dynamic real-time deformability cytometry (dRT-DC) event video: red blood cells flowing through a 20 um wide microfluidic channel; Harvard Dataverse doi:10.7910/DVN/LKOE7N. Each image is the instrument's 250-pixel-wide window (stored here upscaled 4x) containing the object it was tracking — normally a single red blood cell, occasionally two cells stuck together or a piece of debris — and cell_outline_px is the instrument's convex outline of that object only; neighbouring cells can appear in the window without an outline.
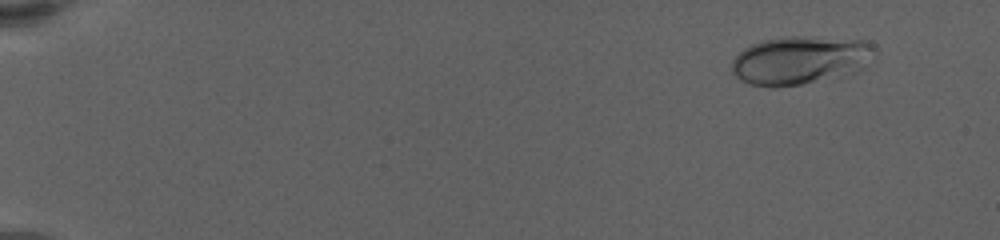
{"species": "human", "species_latin": "Homo sapiens", "temperature_condition": "warm", "stored_images_in_passage": 17, "camera_frame_rate_fps": 3000, "um_per_image_px": 0.085, "donor": {"sex": "female"}, "frame": {"image": 1, "passage_image": 2, "time_ms": 1.0, "image_size_px": [1000, 240], "cell_outline_px": [[876, 48], [860, 68], [856, 72], [800, 84], [776, 88], [772, 88], [748, 84], [740, 80], [732, 72], [732, 60], [744, 48], [752, 44], [764, 40], [784, 36], [804, 36], [868, 40]], "centroid_in_image_um": [67.95, 5.11], "position_along_channel_um": 17.1, "area_um2": 40.0}}
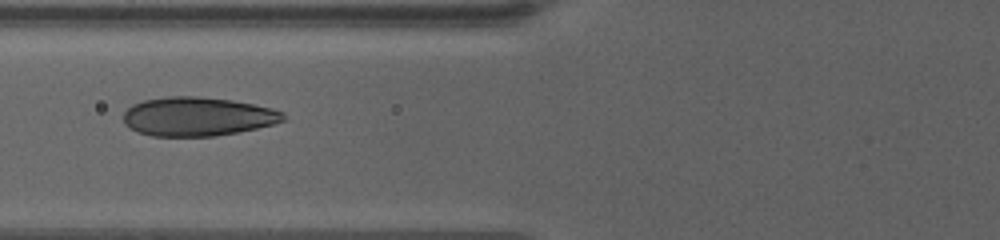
{"frame": {"image": 2, "passage_image": 10, "time_ms": 8.333, "image_size_px": [1000, 240], "cell_outline_px": [[288, 120], [256, 128], [236, 132], [212, 136], [152, 136], [136, 132], [124, 124], [124, 112], [132, 104], [144, 100], [168, 96], [200, 96], [232, 100], [272, 108], [284, 112]], "centroid_in_image_um": [16.79, 9.9], "position_along_channel_um": 109.0, "area_um2": 36.36}}
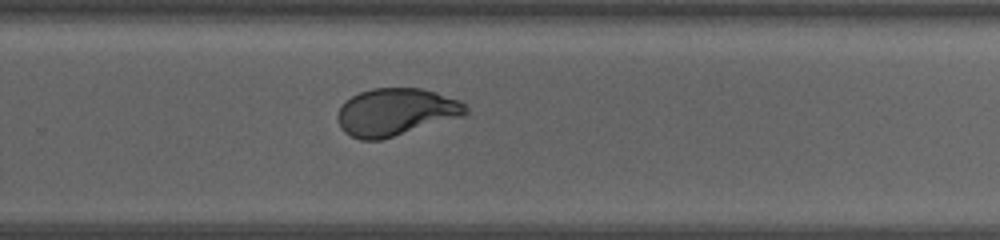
{"frame": {"image": 3, "passage_image": 17, "time_ms": 14.0, "image_size_px": [1000, 240], "cell_outline_px": [[468, 112], [464, 116], [380, 140], [360, 140], [344, 132], [340, 128], [336, 116], [336, 112], [352, 96], [360, 92], [372, 88], [420, 88], [436, 92], [460, 100], [468, 108]], "centroid_in_image_um": [33.64, 9.52], "position_along_channel_um": 296.2, "area_um2": 35.37}}